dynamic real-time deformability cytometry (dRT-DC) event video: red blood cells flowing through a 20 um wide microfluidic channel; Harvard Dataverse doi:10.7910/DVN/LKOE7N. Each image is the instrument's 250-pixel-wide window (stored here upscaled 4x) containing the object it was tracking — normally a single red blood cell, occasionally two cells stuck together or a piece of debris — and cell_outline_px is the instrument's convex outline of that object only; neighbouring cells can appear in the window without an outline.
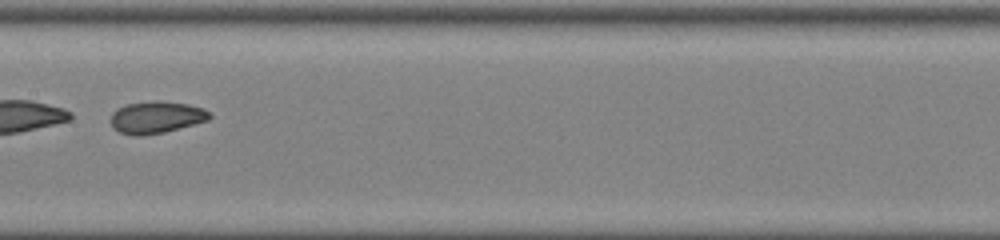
{"species": "common noctule bat (a hibernating species)", "species_latin": "Nyctalus noctula", "temperature_condition": "room temperature", "stored_images_in_passage": 52, "camera_frame_rate_fps": 3000, "um_per_image_px": 0.085, "animal": {"sex": "female", "body_mass_g": 22.0, "forearm_length_mm": 56.7}, "frame": {"image": 1, "passage_image": 30, "time_ms": 9.667, "image_size_px": [1000, 240], "cell_outline_px": [[212, 116], [208, 120], [164, 132], [140, 136], [136, 136], [120, 132], [112, 128], [112, 112], [116, 108], [128, 104], [156, 100], [160, 100], [188, 104], [204, 108]], "centroid_in_image_um": [13.28, 9.96], "position_along_channel_um": 194.1, "area_um2": 18.38}}